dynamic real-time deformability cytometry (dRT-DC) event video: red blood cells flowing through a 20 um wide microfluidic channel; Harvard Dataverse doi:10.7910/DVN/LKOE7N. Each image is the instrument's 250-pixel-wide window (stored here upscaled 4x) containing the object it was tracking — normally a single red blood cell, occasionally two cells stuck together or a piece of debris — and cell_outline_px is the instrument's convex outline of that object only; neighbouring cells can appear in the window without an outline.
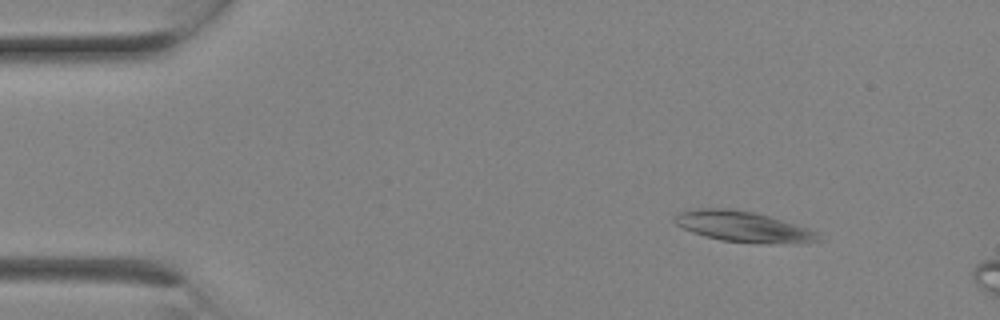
{"species": "Egyptian fruit bat (a non-hibernating species)", "species_latin": "Rousettus aegyptiacus", "temperature_condition": "room temperature", "stored_images_in_passage": 2, "camera_frame_rate_fps": 3000, "um_per_image_px": 0.085, "animal": {"sex": "female"}, "frame": {"image": 1, "passage_image": 1, "time_ms": 0.0, "image_size_px": [1000, 320], "cell_outline_px": [[820, 240], [800, 244], [764, 244], [720, 240], [704, 236], [692, 232], [676, 224], [672, 220], [680, 212], [696, 208], [728, 208], [752, 212], [768, 216], [808, 228], [820, 232]], "centroid_in_image_um": [63.22, 19.28], "position_along_channel_um": 21.8, "area_um2": 25.84}}